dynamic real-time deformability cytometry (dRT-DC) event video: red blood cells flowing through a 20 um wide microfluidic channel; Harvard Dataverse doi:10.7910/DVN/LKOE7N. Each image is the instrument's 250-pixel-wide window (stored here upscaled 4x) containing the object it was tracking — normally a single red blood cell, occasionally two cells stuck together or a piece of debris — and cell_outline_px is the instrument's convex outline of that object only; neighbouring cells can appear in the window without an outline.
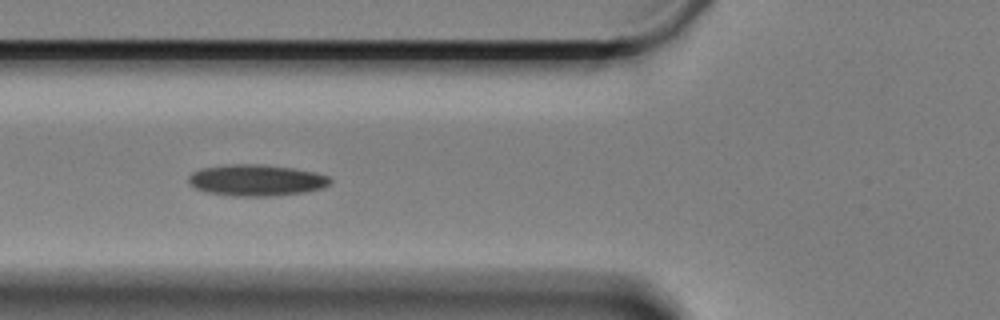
{"species": "Egyptian fruit bat (a non-hibernating species)", "species_latin": "Rousettus aegyptiacus", "temperature_condition": "cold", "stored_images_in_passage": 20, "camera_frame_rate_fps": 3000, "um_per_image_px": 0.085, "animal": {"sex": "female"}, "frame": {"image": 1, "passage_image": 6, "time_ms": 1.667, "image_size_px": [1000, 320], "cell_outline_px": [[332, 184], [324, 188], [304, 192], [272, 196], [232, 196], [208, 192], [196, 188], [188, 184], [188, 176], [192, 172], [200, 168], [232, 164], [264, 164], [292, 168], [316, 172], [328, 176], [332, 180]], "centroid_in_image_um": [21.8, 15.31], "position_along_channel_um": 104.0, "area_um2": 26.13}}
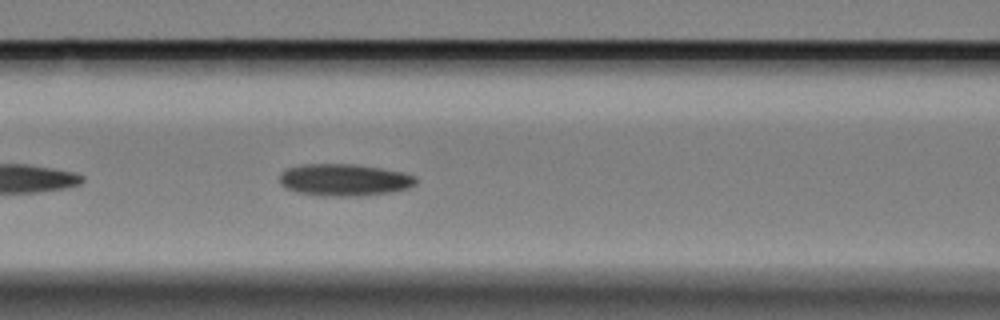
{"frame": {"image": 2, "passage_image": 9, "time_ms": 2.667, "image_size_px": [1000, 320], "cell_outline_px": [[416, 184], [408, 188], [392, 192], [360, 196], [320, 196], [296, 192], [284, 188], [280, 184], [280, 172], [284, 168], [300, 164], [356, 164], [380, 168], [400, 172], [416, 176]], "centroid_in_image_um": [29.2, 15.29], "position_along_channel_um": 137.4, "area_um2": 25.78}}